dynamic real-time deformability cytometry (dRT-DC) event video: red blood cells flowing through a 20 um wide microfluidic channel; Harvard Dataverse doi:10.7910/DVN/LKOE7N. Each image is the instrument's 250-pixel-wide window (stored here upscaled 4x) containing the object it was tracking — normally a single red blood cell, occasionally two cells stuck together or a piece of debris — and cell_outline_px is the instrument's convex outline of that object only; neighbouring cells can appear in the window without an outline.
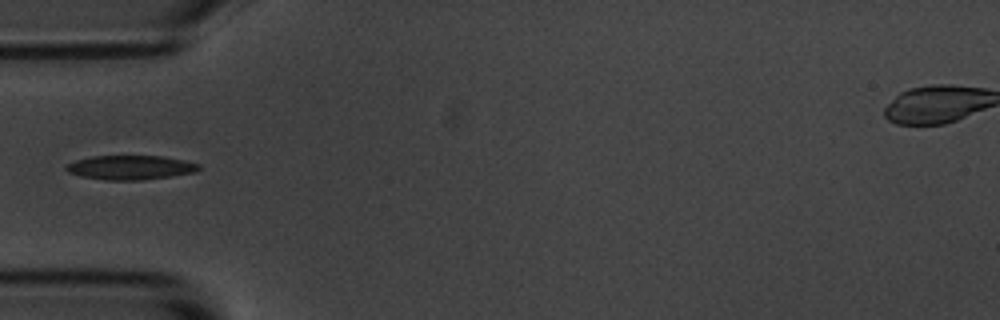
{"species": "common noctule bat (a hibernating species)", "species_latin": "Nyctalus noctula", "temperature_condition": "room temperature", "stored_images_in_passage": 3, "camera_frame_rate_fps": 3000, "um_per_image_px": 0.085, "animal": {"sex": "male", "body_mass_g": 20.1, "forearm_length_mm": 53.5}, "frame": {"image": 1, "passage_image": 3, "time_ms": 2.333, "image_size_px": [1000, 320], "cell_outline_px": [[200, 168], [196, 172], [140, 180], [108, 180], [80, 176], [68, 172], [64, 168], [68, 164], [76, 160], [92, 156], [164, 156], [184, 160], [200, 164]], "centroid_in_image_um": [11.09, 14.23], "position_along_channel_um": 73.9, "area_um2": 18.61}}